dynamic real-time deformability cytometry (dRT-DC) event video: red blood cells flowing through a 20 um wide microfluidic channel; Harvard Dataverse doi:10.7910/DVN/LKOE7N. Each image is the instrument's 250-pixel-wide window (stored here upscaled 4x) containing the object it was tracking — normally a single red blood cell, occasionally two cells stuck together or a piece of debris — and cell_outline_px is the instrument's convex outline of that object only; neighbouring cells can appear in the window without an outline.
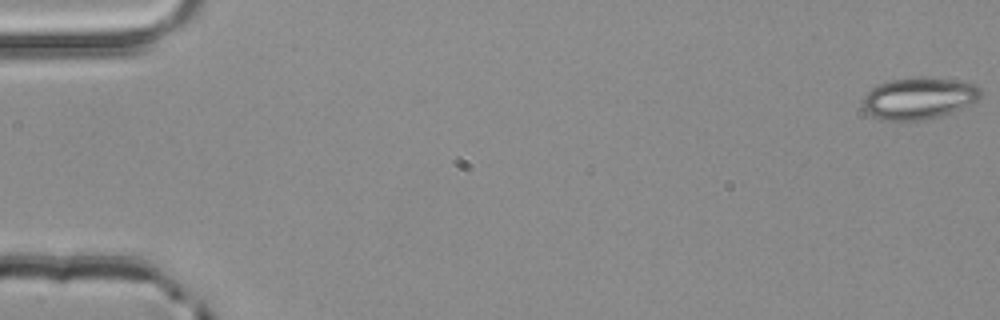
{"species": "common noctule bat (a hibernating species)", "species_latin": "Nyctalus noctula", "temperature_condition": "room temperature", "stored_images_in_passage": 54, "camera_frame_rate_fps": 3000, "um_per_image_px": 0.085, "animal": {"sex": "male", "body_mass_g": 20.4}, "frame": {"image": 1, "passage_image": 1, "time_ms": 0.0, "image_size_px": [1000, 320], "cell_outline_px": [[984, 92], [976, 100], [960, 108], [940, 116], [924, 120], [880, 120], [872, 116], [860, 108], [864, 96], [872, 88], [880, 84], [892, 80], [924, 76], [956, 80], [976, 84]], "centroid_in_image_um": [78.08, 8.35], "position_along_channel_um": 6.9, "area_um2": 28.73}}
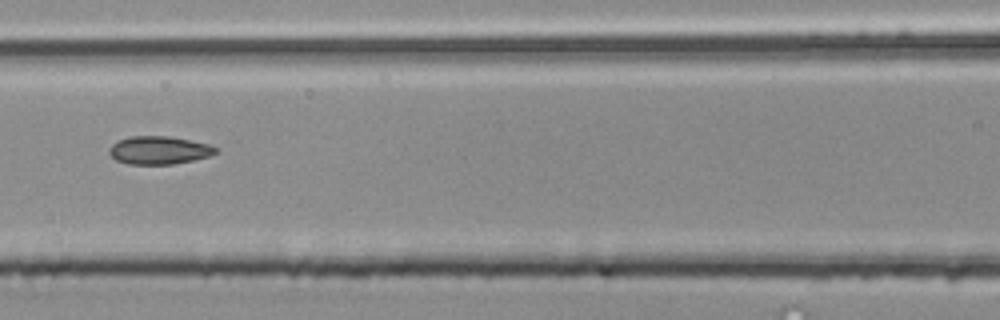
{"frame": {"image": 2, "passage_image": 25, "time_ms": 8.0, "image_size_px": [1000, 320], "cell_outline_px": [[220, 148], [212, 156], [172, 164], [128, 164], [116, 160], [108, 152], [108, 148], [112, 144], [120, 140], [132, 136], [168, 136], [208, 144]], "centroid_in_image_um": [13.53, 12.77], "position_along_channel_um": 153.1, "area_um2": 17.34}}
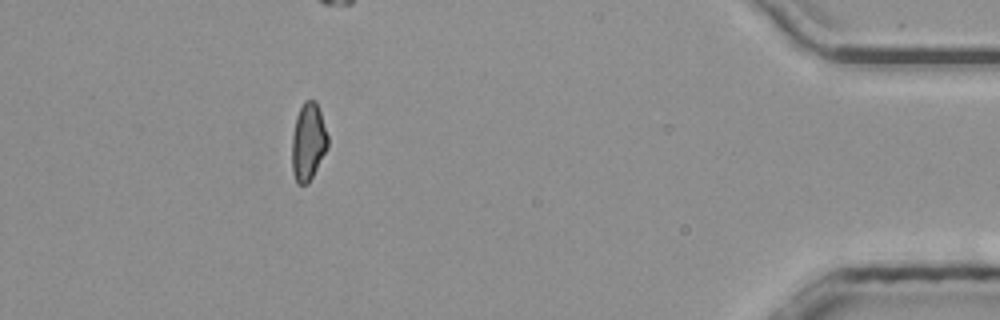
{"frame": {"image": 3, "passage_image": 49, "time_ms": 16.0, "image_size_px": [1000, 320], "cell_outline_px": [[328, 148], [308, 184], [296, 184], [292, 172], [292, 136], [296, 116], [304, 100], [316, 100], [328, 136]], "centroid_in_image_um": [26.19, 12.07], "position_along_channel_um": 409.0, "area_um2": 16.3}, "authors_computed_cell_mechanics": {"area_um2": 17.1088, "velocity_mm_per_s": 3.9271, "shape_relaxation_time_tau1_ms": null, "shape_relaxation_time_tau2_ms": 2.2146, "deformation_change_tau1": null, "deformation_change_tau2": 0.0972}}